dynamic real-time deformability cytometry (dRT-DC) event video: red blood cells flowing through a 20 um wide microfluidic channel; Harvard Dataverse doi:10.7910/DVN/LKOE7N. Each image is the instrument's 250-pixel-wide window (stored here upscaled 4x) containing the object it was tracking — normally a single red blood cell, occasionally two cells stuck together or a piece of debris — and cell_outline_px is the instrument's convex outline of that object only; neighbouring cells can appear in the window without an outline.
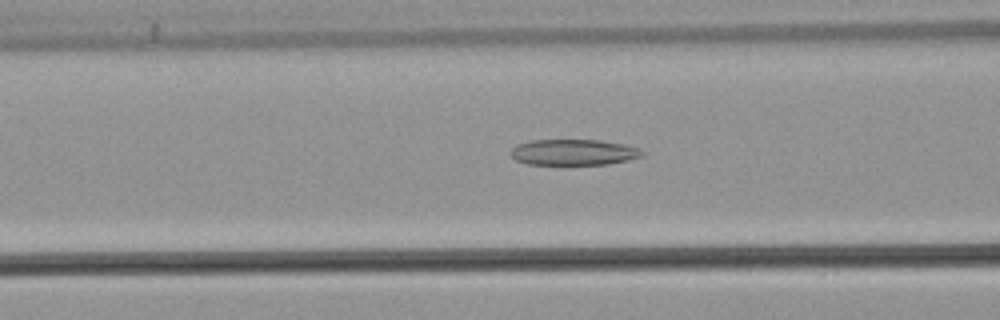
{"species": "common noctule bat (a hibernating species)", "species_latin": "Nyctalus noctula", "temperature_condition": "warm", "stored_images_in_passage": 54, "camera_frame_rate_fps": 3000, "um_per_image_px": 0.085, "animal": {"sex": "male", "body_mass_g": 21.5, "forearm_length_mm": 52.0}, "frame": {"image": 1, "passage_image": 22, "time_ms": 7.0, "image_size_px": [1000, 320], "cell_outline_px": [[644, 152], [640, 156], [628, 160], [608, 164], [528, 164], [516, 160], [508, 152], [512, 148], [520, 144], [532, 140], [600, 140], [624, 144], [636, 148]], "centroid_in_image_um": [48.73, 12.94], "position_along_channel_um": 117.9, "area_um2": 19.59}}
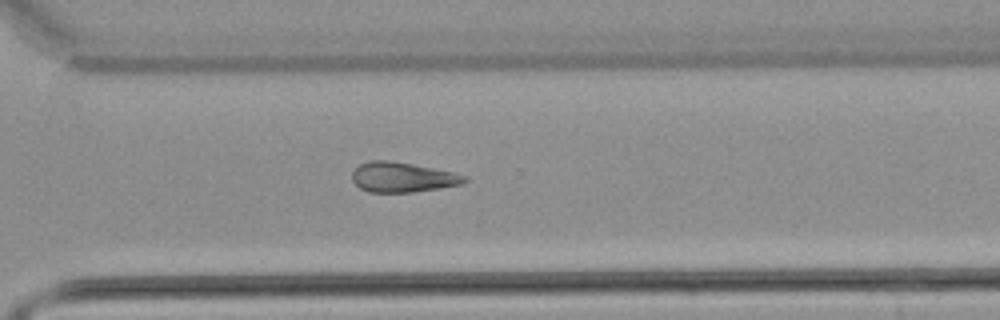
{"frame": {"image": 2, "passage_image": 39, "time_ms": 12.667, "image_size_px": [1000, 320], "cell_outline_px": [[468, 180], [460, 184], [440, 188], [412, 192], [368, 192], [360, 188], [352, 180], [352, 172], [360, 164], [368, 160], [388, 160], [412, 164], [452, 172], [468, 176]], "centroid_in_image_um": [34.19, 15.06], "position_along_channel_um": 336.4, "area_um2": 19.54}}
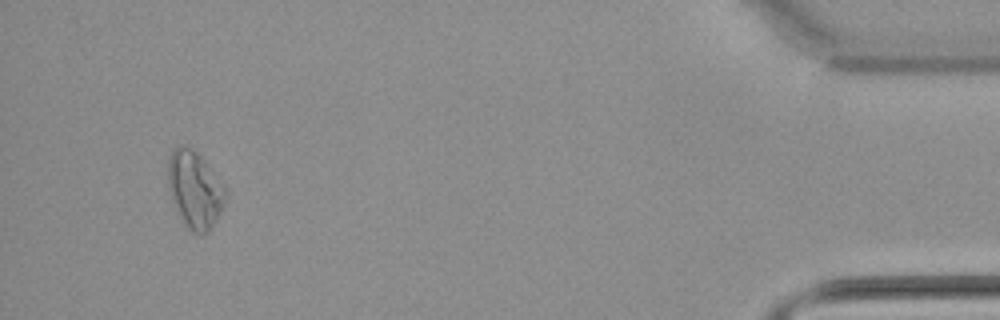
{"frame": {"image": 3, "passage_image": 51, "time_ms": 16.667, "image_size_px": [1000, 320], "cell_outline_px": [[228, 192], [216, 220], [208, 232], [200, 236], [192, 232], [184, 224], [172, 200], [168, 184], [168, 160], [172, 152], [180, 144], [184, 144], [196, 152], [204, 160], [224, 184]], "centroid_in_image_um": [16.57, 16.13], "position_along_channel_um": 418.6, "area_um2": 25.72}}